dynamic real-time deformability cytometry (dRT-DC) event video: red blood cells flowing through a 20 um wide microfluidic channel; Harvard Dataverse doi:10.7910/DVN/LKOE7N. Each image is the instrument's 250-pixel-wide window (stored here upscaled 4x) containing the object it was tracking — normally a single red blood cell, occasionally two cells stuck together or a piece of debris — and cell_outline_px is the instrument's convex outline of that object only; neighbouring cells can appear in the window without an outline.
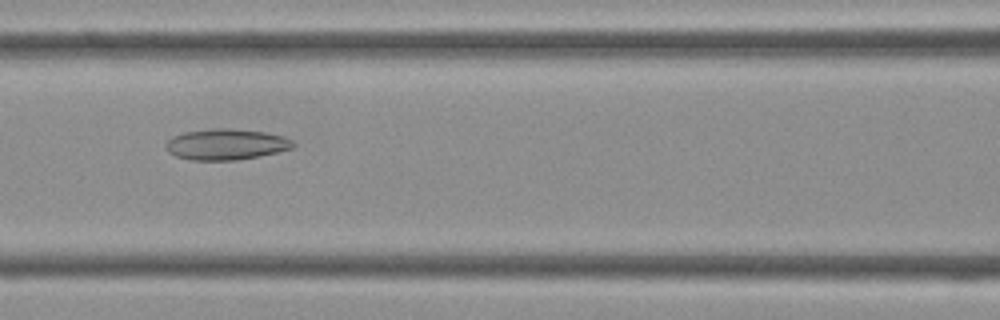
{"species": "Egyptian fruit bat (a non-hibernating species)", "species_latin": "Rousettus aegyptiacus", "temperature_condition": "cold", "stored_images_in_passage": 34, "camera_frame_rate_fps": 3000, "um_per_image_px": 0.085, "frame": {"image": 1, "passage_image": 10, "time_ms": 3.0, "image_size_px": [1000, 320], "cell_outline_px": [[296, 144], [292, 148], [260, 156], [236, 160], [192, 160], [176, 156], [168, 152], [164, 144], [172, 136], [184, 132], [216, 128], [228, 128], [264, 132], [284, 136], [292, 140]], "centroid_in_image_um": [19.21, 12.27], "position_along_channel_um": 147.4, "area_um2": 22.95}}
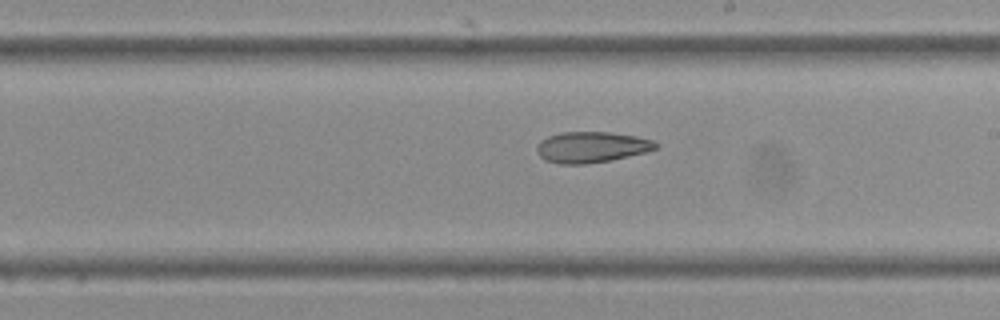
{"frame": {"image": 2, "passage_image": 16, "time_ms": 5.0, "image_size_px": [1000, 320], "cell_outline_px": [[660, 144], [656, 148], [648, 152], [608, 160], [584, 164], [560, 164], [544, 160], [536, 152], [536, 148], [540, 140], [548, 136], [560, 132], [608, 132], [636, 136], [652, 140]], "centroid_in_image_um": [50.26, 12.5], "position_along_channel_um": 238.7, "area_um2": 21.44}}
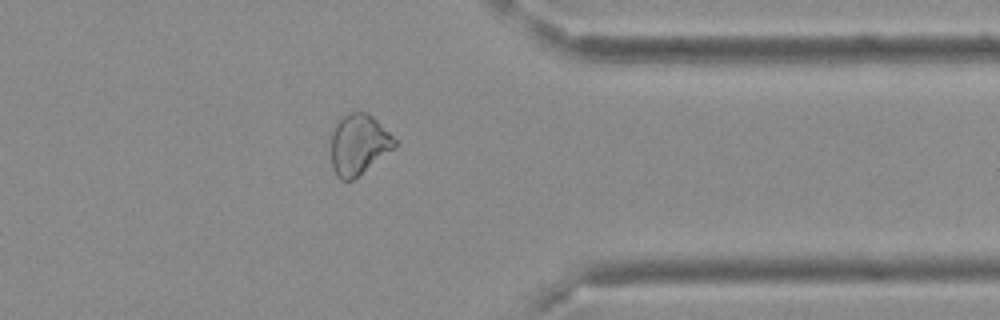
{"frame": {"image": 3, "passage_image": 26, "time_ms": 8.333, "image_size_px": [1000, 320], "cell_outline_px": [[396, 144], [392, 148], [352, 180], [340, 180], [336, 176], [332, 168], [332, 128], [340, 116], [352, 112], [368, 112], [396, 140]], "centroid_in_image_um": [30.43, 12.25], "position_along_channel_um": 381.0, "area_um2": 21.96}}